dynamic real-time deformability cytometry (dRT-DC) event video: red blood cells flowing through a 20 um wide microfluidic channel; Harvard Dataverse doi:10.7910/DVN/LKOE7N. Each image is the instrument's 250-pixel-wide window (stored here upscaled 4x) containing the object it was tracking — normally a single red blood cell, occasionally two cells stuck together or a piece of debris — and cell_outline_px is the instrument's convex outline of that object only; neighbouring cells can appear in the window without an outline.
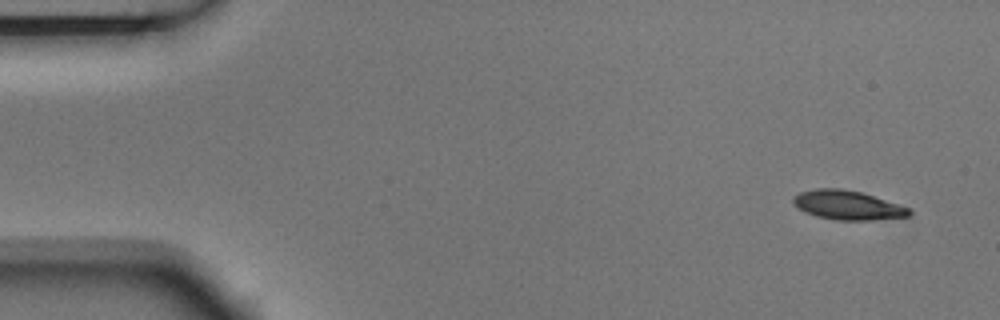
{"species": "Egyptian fruit bat (a non-hibernating species)", "species_latin": "Rousettus aegyptiacus", "temperature_condition": "room temperature", "stored_images_in_passage": 7, "camera_frame_rate_fps": 3000, "um_per_image_px": 0.085, "animal": {"sex": "male"}, "frame": {"image": 1, "passage_image": 1, "time_ms": 0.0, "image_size_px": [1000, 320], "cell_outline_px": [[912, 212], [908, 216], [868, 220], [836, 220], [816, 216], [804, 212], [792, 204], [792, 196], [800, 192], [816, 188], [840, 188], [860, 192], [908, 208]], "centroid_in_image_um": [71.94, 17.43], "position_along_channel_um": 13.1, "area_um2": 19.48}}
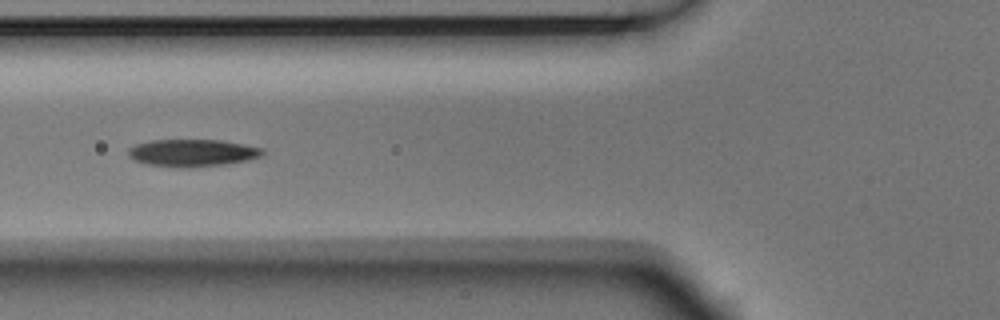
{"frame": {"image": 2, "passage_image": 6, "time_ms": 1.667, "image_size_px": [1000, 320], "cell_outline_px": [[264, 152], [260, 156], [248, 160], [224, 164], [188, 168], [184, 168], [148, 164], [136, 160], [128, 156], [128, 148], [136, 144], [152, 140], [220, 140], [264, 148]], "centroid_in_image_um": [16.35, 12.99], "position_along_channel_um": 109.4, "area_um2": 21.21}}
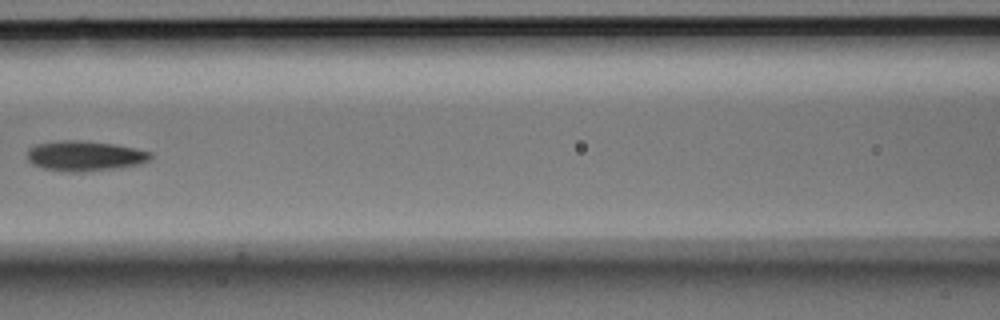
{"frame": {"image": 3, "passage_image": 7, "time_ms": 2.0, "image_size_px": [1000, 320], "cell_outline_px": [[152, 156], [148, 160], [136, 164], [120, 168], [84, 172], [68, 172], [40, 168], [32, 164], [28, 160], [28, 148], [36, 144], [60, 140], [76, 140], [112, 144], [152, 152]], "centroid_in_image_um": [7.15, 13.26], "position_along_channel_um": 159.4, "area_um2": 21.62}}